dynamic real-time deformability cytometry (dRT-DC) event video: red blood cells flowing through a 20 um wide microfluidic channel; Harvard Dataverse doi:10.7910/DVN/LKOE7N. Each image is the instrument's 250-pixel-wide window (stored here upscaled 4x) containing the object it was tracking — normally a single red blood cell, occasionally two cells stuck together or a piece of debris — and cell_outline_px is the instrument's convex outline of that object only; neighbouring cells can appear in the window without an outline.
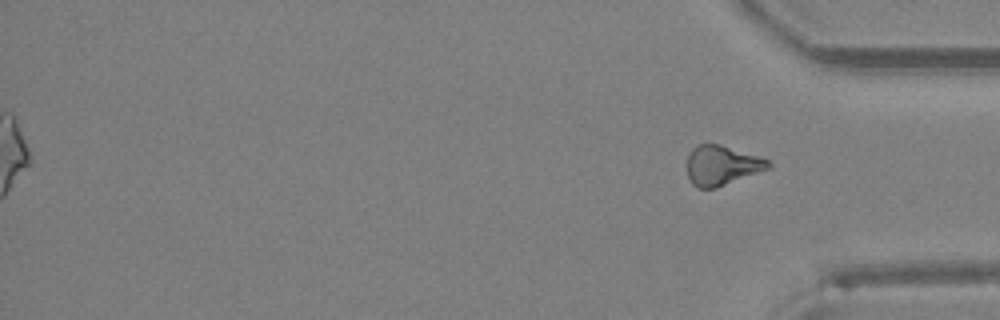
{"species": "Egyptian fruit bat (a non-hibernating species)", "species_latin": "Rousettus aegyptiacus", "temperature_condition": "room temperature", "stored_images_in_passage": 34, "segment_of_instrument_passage": [2, 2], "camera_frame_rate_fps": 3000, "um_per_image_px": 0.085, "animal": {"sex": "female"}, "frame": {"image": 1, "passage_image": 34, "time_ms": 11.0, "image_size_px": [1000, 320], "cell_outline_px": [[772, 168], [716, 188], [696, 188], [692, 184], [688, 176], [688, 152], [696, 144], [720, 144], [760, 156], [768, 160], [772, 164]], "centroid_in_image_um": [61.38, 14.05], "position_along_channel_um": 373.8, "area_um2": 19.07}}